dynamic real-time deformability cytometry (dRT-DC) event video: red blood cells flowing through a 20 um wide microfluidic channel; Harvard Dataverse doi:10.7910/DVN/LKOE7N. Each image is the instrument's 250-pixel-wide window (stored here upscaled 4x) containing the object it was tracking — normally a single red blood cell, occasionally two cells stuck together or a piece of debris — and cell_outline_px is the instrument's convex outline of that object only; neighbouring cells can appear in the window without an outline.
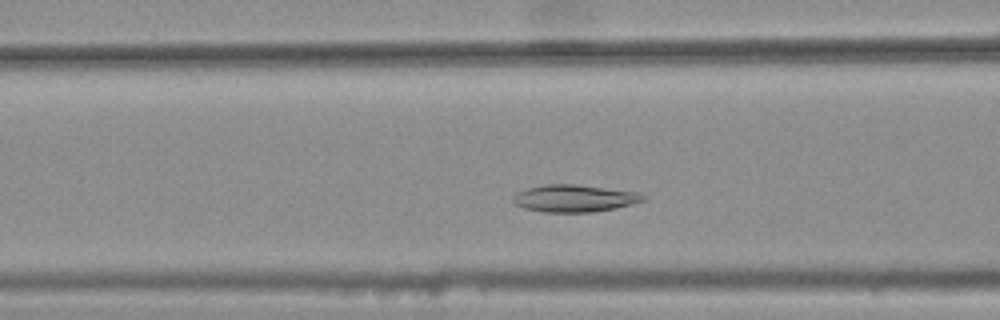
{"species": "common noctule bat (a hibernating species)", "species_latin": "Nyctalus noctula", "temperature_condition": "warm", "stored_images_in_passage": 36, "camera_frame_rate_fps": 3000, "um_per_image_px": 0.085, "animal": {"sex": "female", "body_mass_g": 25.1}, "frame": {"image": 1, "passage_image": 13, "time_ms": 4.0, "image_size_px": [1000, 320], "cell_outline_px": [[648, 196], [644, 200], [632, 204], [616, 208], [592, 212], [544, 212], [524, 208], [516, 204], [512, 200], [512, 196], [516, 192], [528, 188], [544, 184], [576, 184], [636, 192]], "centroid_in_image_um": [48.81, 16.85], "position_along_channel_um": 117.8, "area_um2": 20.63}}
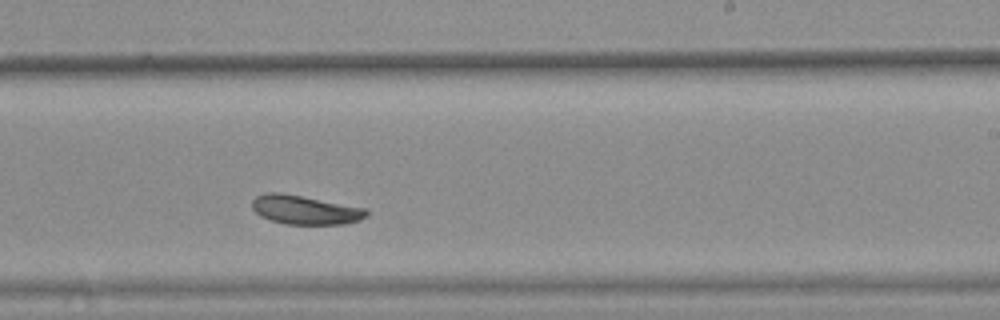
{"frame": {"image": 2, "passage_image": 25, "time_ms": 8.0, "image_size_px": [1000, 320], "cell_outline_px": [[368, 216], [360, 220], [344, 224], [284, 224], [260, 216], [252, 208], [252, 200], [256, 196], [264, 192], [280, 192], [364, 208], [368, 212]], "centroid_in_image_um": [25.9, 17.84], "position_along_channel_um": 263.1, "area_um2": 19.19}}
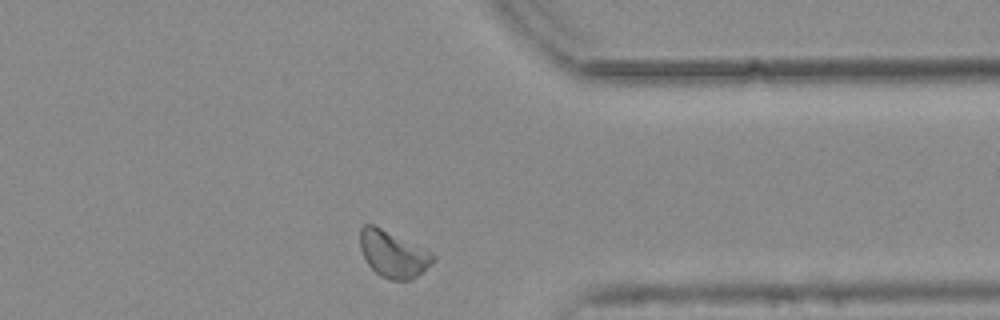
{"frame": {"image": 3, "passage_image": 35, "time_ms": 11.333, "image_size_px": [1000, 320], "cell_outline_px": [[436, 260], [432, 264], [412, 280], [392, 280], [380, 276], [368, 264], [360, 248], [360, 228], [364, 224], [372, 224], [432, 252], [436, 256]], "centroid_in_image_um": [33.43, 21.61], "position_along_channel_um": 378.0, "area_um2": 19.65}, "authors_computed_cell_mechanics": {"area_um2": 19.7676, "velocity_mm_per_s": 3.645, "shape_relaxation_time_tau1_ms": 7.4655, "shape_relaxation_time_tau2_ms": null, "deformation_change_tau1": 0.1272, "deformation_change_tau2": null}}